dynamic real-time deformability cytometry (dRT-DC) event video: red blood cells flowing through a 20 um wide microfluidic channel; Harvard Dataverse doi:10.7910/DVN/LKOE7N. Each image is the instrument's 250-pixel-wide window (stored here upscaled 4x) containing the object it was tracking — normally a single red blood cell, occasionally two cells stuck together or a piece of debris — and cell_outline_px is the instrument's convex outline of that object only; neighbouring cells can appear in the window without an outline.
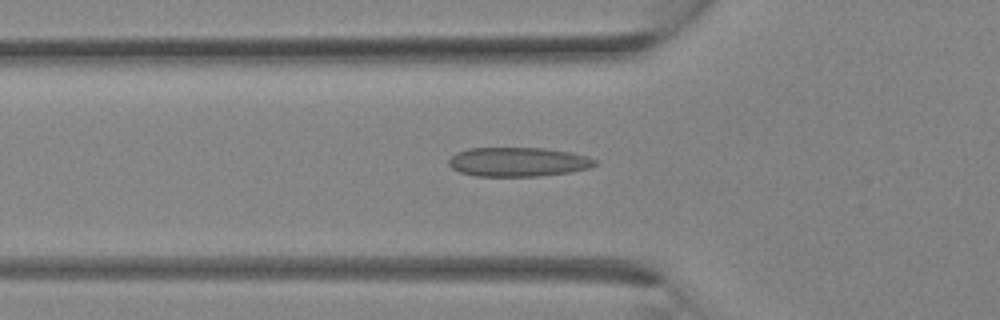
{"species": "Egyptian fruit bat (a non-hibernating species)", "species_latin": "Rousettus aegyptiacus", "temperature_condition": "room temperature", "stored_images_in_passage": 33, "segment_of_instrument_passage": [1, 2], "camera_frame_rate_fps": 3000, "um_per_image_px": 0.085, "animal": {"sex": "female"}, "frame": {"image": 1, "passage_image": 11, "time_ms": 3.333, "image_size_px": [1000, 320], "cell_outline_px": [[596, 164], [588, 168], [572, 172], [540, 176], [476, 176], [460, 172], [452, 168], [448, 164], [448, 160], [456, 152], [468, 148], [544, 148], [572, 152], [588, 156], [596, 160]], "centroid_in_image_um": [44.04, 13.76], "position_along_channel_um": 81.8, "area_um2": 25.03}}
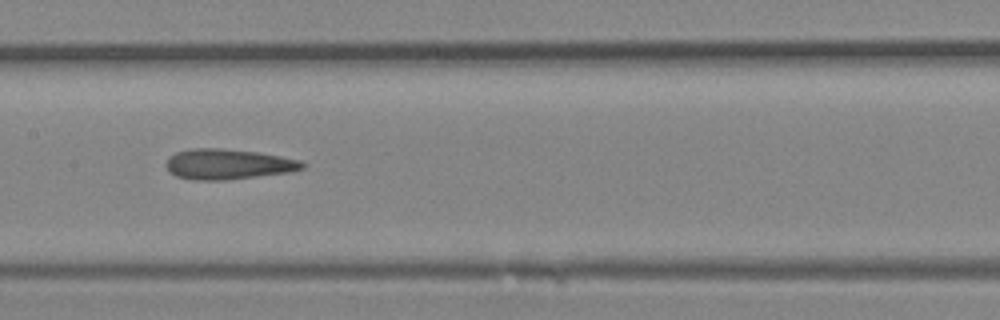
{"frame": {"image": 2, "passage_image": 16, "time_ms": 5.0, "image_size_px": [1000, 320], "cell_outline_px": [[308, 164], [304, 168], [292, 172], [224, 180], [192, 180], [176, 176], [168, 172], [164, 164], [176, 152], [188, 148], [220, 148], [256, 152], [280, 156], [300, 160]], "centroid_in_image_um": [19.38, 13.96], "position_along_channel_um": 188.0, "area_um2": 24.28}}
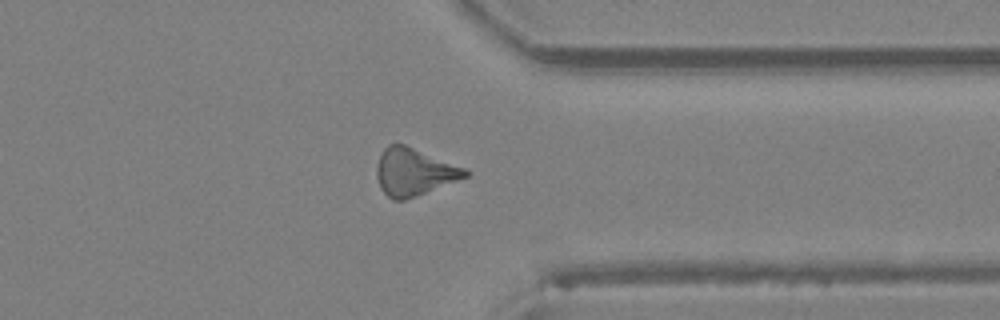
{"frame": {"image": 3, "passage_image": 25, "time_ms": 8.0, "image_size_px": [1000, 320], "cell_outline_px": [[472, 172], [468, 176], [416, 196], [404, 200], [392, 200], [380, 188], [376, 176], [376, 164], [384, 148], [388, 144], [404, 144], [468, 168]], "centroid_in_image_um": [35.2, 14.61], "position_along_channel_um": 376.2, "area_um2": 24.57}}